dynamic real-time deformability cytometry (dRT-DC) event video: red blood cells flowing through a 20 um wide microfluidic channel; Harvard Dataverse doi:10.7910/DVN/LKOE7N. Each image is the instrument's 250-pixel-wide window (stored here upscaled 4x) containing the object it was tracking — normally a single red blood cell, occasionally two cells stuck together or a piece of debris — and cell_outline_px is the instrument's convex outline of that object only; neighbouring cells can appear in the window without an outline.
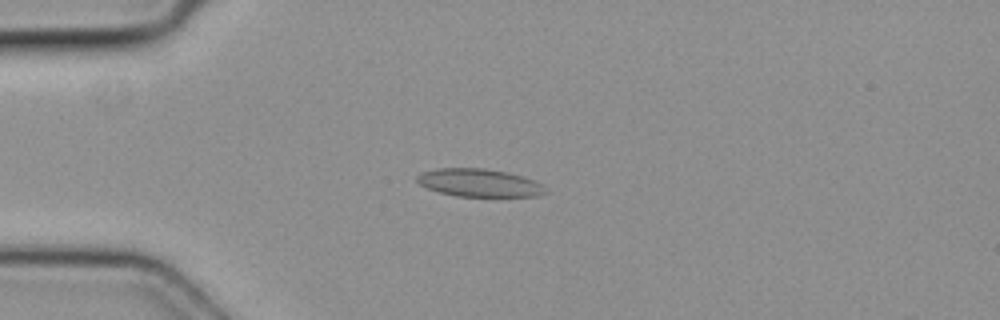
{"species": "common noctule bat (a hibernating species)", "species_latin": "Nyctalus noctula", "temperature_condition": "cold", "stored_images_in_passage": 6, "camera_frame_rate_fps": 3000, "um_per_image_px": 0.085, "animal": {"sex": "female", "body_mass_g": 19.3, "forearm_length_mm": 54.1}, "frame": {"image": 1, "passage_image": 4, "time_ms": 1.0, "image_size_px": [1000, 320], "cell_outline_px": [[548, 192], [536, 196], [456, 196], [440, 192], [428, 188], [420, 184], [416, 180], [416, 176], [420, 172], [436, 168], [484, 168], [508, 172], [524, 176], [544, 184]], "centroid_in_image_um": [40.76, 15.53], "position_along_channel_um": 44.2, "area_um2": 21.04}}